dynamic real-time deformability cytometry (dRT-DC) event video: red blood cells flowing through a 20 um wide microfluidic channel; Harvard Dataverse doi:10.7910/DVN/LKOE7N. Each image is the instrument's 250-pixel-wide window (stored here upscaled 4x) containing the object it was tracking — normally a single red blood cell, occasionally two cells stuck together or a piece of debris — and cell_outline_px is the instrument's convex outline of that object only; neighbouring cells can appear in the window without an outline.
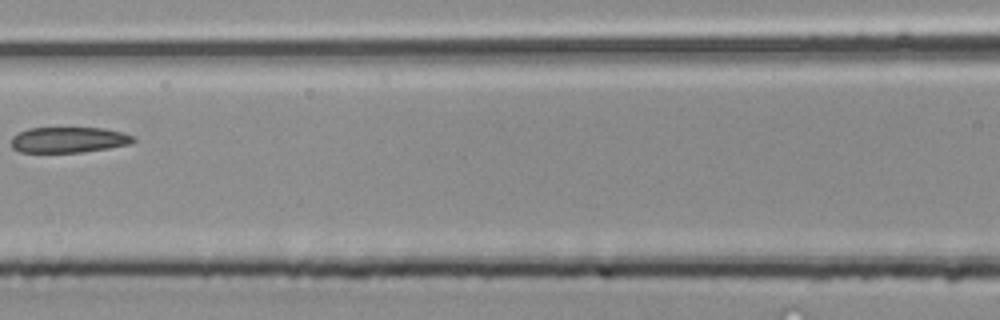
{"species": "common noctule bat (a hibernating species)", "species_latin": "Nyctalus noctula", "temperature_condition": "room temperature", "stored_images_in_passage": 4, "camera_frame_rate_fps": 3000, "um_per_image_px": 0.085, "animal": {"sex": "male", "body_mass_g": 20.4}, "frame": {"image": 1, "passage_image": 4, "time_ms": 1.0, "image_size_px": [1000, 320], "cell_outline_px": [[136, 140], [128, 144], [108, 148], [84, 152], [20, 152], [12, 148], [12, 136], [28, 128], [104, 128], [124, 132], [132, 136]], "centroid_in_image_um": [5.83, 11.88], "position_along_channel_um": 160.8, "area_um2": 18.21}}